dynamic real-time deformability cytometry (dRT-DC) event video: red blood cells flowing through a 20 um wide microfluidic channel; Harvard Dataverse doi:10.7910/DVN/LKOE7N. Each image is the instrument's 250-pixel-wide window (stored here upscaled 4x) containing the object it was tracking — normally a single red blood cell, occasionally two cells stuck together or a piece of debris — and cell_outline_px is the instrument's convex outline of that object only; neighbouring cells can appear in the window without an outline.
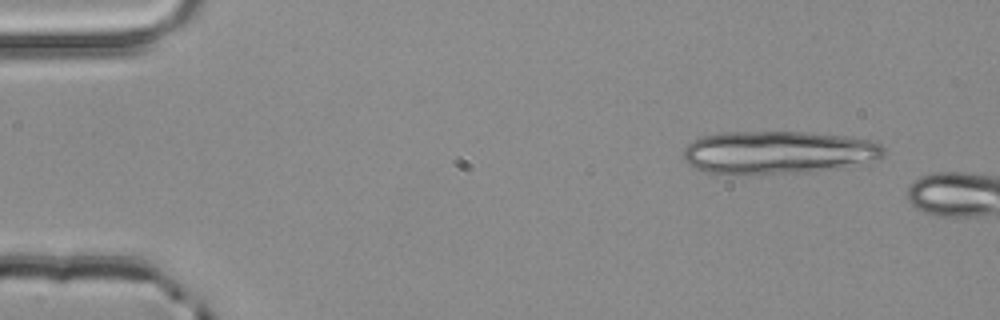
{"species": "common noctule bat (a hibernating species)", "species_latin": "Nyctalus noctula", "temperature_condition": "room temperature", "stored_images_in_passage": 2, "camera_frame_rate_fps": 3000, "um_per_image_px": 0.085, "animal": {"sex": "male", "body_mass_g": 20.4}, "frame": {"image": 1, "passage_image": 1, "time_ms": 0.0, "image_size_px": [1000, 320], "cell_outline_px": [[884, 156], [880, 160], [828, 168], [792, 172], [748, 176], [732, 176], [700, 172], [688, 164], [684, 156], [684, 148], [692, 140], [700, 136], [720, 132], [808, 132], [844, 136], [872, 140], [880, 144], [884, 148]], "centroid_in_image_um": [66.03, 12.96], "position_along_channel_um": 19.0, "area_um2": 50.69}}